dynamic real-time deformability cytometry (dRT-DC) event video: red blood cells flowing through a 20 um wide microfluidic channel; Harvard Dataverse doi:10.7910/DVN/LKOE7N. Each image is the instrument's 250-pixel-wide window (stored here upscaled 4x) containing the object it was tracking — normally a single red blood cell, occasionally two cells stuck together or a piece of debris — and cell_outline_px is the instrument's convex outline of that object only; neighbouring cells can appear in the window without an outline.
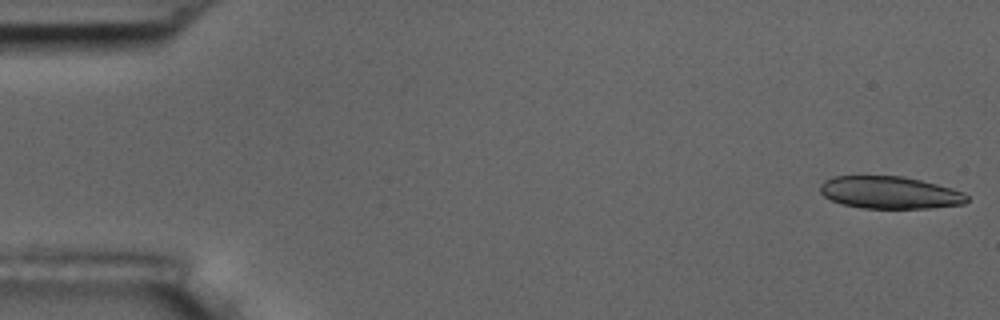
{"species": "common noctule bat (a hibernating species)", "species_latin": "Nyctalus noctula", "temperature_condition": "room temperature", "stored_images_in_passage": 8, "camera_frame_rate_fps": 3000, "um_per_image_px": 0.085, "animal": {"sex": "male", "body_mass_g": 17.5, "forearm_length_mm": 52.3}, "frame": {"image": 1, "passage_image": 1, "time_ms": 0.0, "image_size_px": [1000, 320], "cell_outline_px": [[968, 200], [964, 204], [928, 208], [864, 208], [840, 204], [824, 196], [820, 192], [820, 184], [824, 180], [832, 176], [904, 176], [952, 188], [964, 192], [968, 196]], "centroid_in_image_um": [75.62, 16.36], "position_along_channel_um": 9.4, "area_um2": 27.74}}